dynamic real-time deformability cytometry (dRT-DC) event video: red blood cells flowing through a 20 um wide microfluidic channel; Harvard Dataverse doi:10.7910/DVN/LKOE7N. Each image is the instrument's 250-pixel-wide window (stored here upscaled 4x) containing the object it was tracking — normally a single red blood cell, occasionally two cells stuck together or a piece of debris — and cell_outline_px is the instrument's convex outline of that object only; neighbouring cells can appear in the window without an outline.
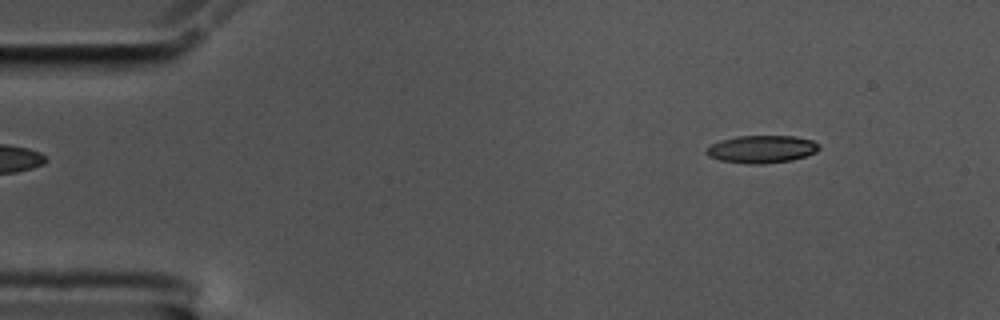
{"species": "common noctule bat (a hibernating species)", "species_latin": "Nyctalus noctula", "temperature_condition": "cold", "stored_images_in_passage": 51, "camera_frame_rate_fps": 3000, "um_per_image_px": 0.085, "animal": {"sex": "male", "body_mass_g": 17.5, "forearm_length_mm": 52.3}, "frame": {"image": 1, "passage_image": 1, "time_ms": 0.0, "image_size_px": [1000, 320], "cell_outline_px": [[820, 148], [816, 152], [792, 160], [760, 164], [744, 164], [720, 160], [708, 156], [704, 152], [704, 148], [720, 140], [736, 136], [796, 136], [812, 140], [820, 144]], "centroid_in_image_um": [64.71, 12.68], "position_along_channel_um": 20.3, "area_um2": 18.32}}
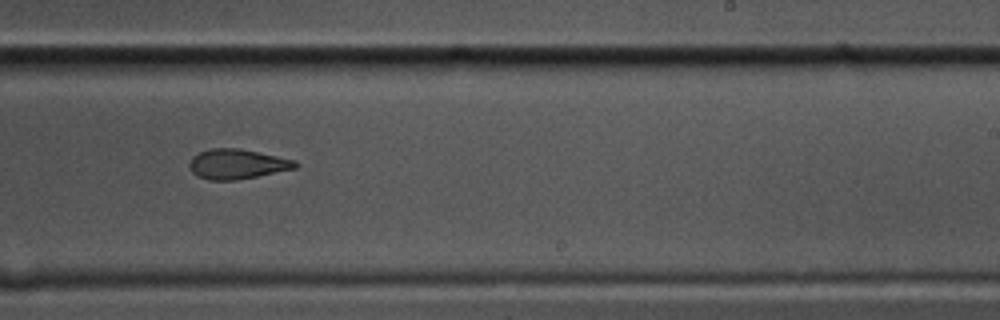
{"frame": {"image": 2, "passage_image": 29, "time_ms": 9.333, "image_size_px": [1000, 320], "cell_outline_px": [[300, 164], [296, 168], [236, 180], [208, 180], [196, 176], [192, 172], [188, 164], [192, 156], [200, 152], [212, 148], [240, 148], [296, 160]], "centroid_in_image_um": [20.14, 13.94], "position_along_channel_um": 268.9, "area_um2": 18.5}}
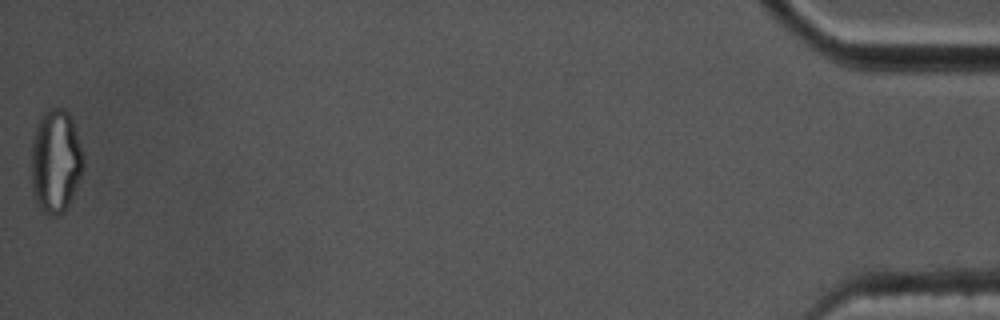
{"frame": {"image": 3, "passage_image": 51, "time_ms": 16.667, "image_size_px": [1000, 320], "cell_outline_px": [[84, 168], [72, 196], [64, 212], [56, 216], [52, 216], [44, 212], [36, 204], [32, 192], [32, 140], [36, 124], [40, 116], [48, 108], [64, 108], [68, 112], [72, 120], [84, 152]], "centroid_in_image_um": [4.73, 13.68], "position_along_channel_um": 430.5, "area_um2": 31.73}, "authors_computed_cell_mechanics": {"area_um2": 19.0162, "velocity_mm_per_s": 3.5343, "shape_relaxation_time_tau1_ms": 7.0608, "shape_relaxation_time_tau2_ms": 2.4763, "deformation_change_tau1": 0.2056, "deformation_change_tau2": 0.1009}}